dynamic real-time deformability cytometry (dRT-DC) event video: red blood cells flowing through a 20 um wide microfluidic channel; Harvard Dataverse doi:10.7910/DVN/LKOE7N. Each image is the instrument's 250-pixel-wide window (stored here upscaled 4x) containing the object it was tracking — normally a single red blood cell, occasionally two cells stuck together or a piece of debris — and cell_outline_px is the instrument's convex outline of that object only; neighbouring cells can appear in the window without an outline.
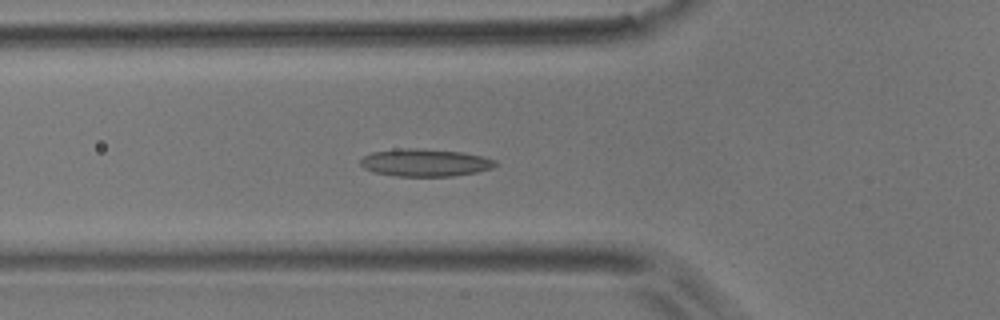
{"species": "common noctule bat (a hibernating species)", "species_latin": "Nyctalus noctula", "temperature_condition": "room temperature", "stored_images_in_passage": 52, "camera_frame_rate_fps": 3000, "um_per_image_px": 0.085, "animal": {"sex": "male", "body_mass_g": 17.9}, "frame": {"image": 1, "passage_image": 18, "time_ms": 5.667, "image_size_px": [1000, 320], "cell_outline_px": [[500, 164], [492, 168], [476, 172], [452, 176], [392, 176], [372, 172], [364, 168], [360, 164], [360, 160], [364, 156], [372, 152], [404, 148], [416, 148], [460, 152], [480, 156], [496, 160]], "centroid_in_image_um": [36.11, 13.83], "position_along_channel_um": 89.7, "area_um2": 21.62}}
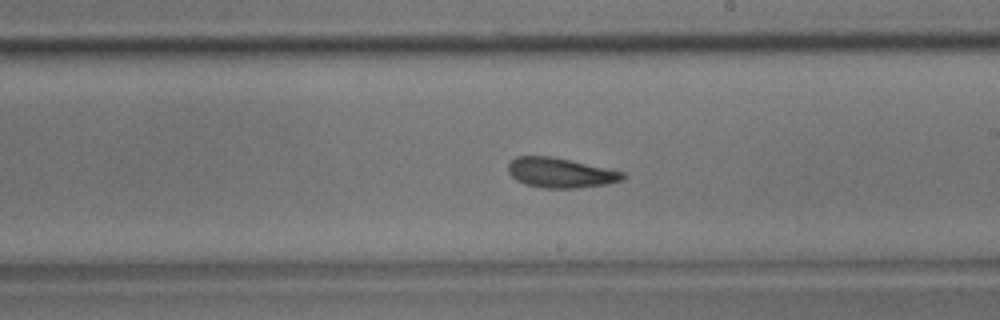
{"frame": {"image": 2, "passage_image": 30, "time_ms": 9.667, "image_size_px": [1000, 320], "cell_outline_px": [[624, 180], [608, 184], [576, 188], [544, 188], [524, 184], [516, 180], [508, 172], [508, 164], [516, 156], [552, 156], [624, 172]], "centroid_in_image_um": [47.62, 14.69], "position_along_channel_um": 241.4, "area_um2": 19.94}}
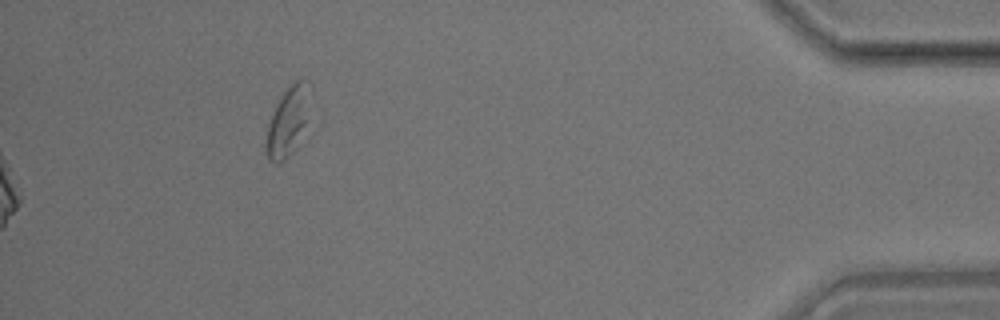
{"frame": {"image": 3, "passage_image": 52, "time_ms": 17.0, "image_size_px": [1000, 320], "cell_outline_px": [[312, 88], [308, 140], [284, 160], [276, 164], [268, 160], [264, 152], [264, 140], [268, 124], [272, 112], [276, 104], [284, 92], [296, 80], [300, 80], [312, 84]], "centroid_in_image_um": [24.56, 10.42], "position_along_channel_um": 410.6, "area_um2": 19.65}, "authors_computed_cell_mechanics": {"area_um2": 20.2589, "velocity_mm_per_s": 3.7755, "shape_relaxation_time_tau1_ms": 7.6345, "shape_relaxation_time_tau2_ms": 2.6105, "deformation_change_tau1": 0.1758, "deformation_change_tau2": 0.108}}